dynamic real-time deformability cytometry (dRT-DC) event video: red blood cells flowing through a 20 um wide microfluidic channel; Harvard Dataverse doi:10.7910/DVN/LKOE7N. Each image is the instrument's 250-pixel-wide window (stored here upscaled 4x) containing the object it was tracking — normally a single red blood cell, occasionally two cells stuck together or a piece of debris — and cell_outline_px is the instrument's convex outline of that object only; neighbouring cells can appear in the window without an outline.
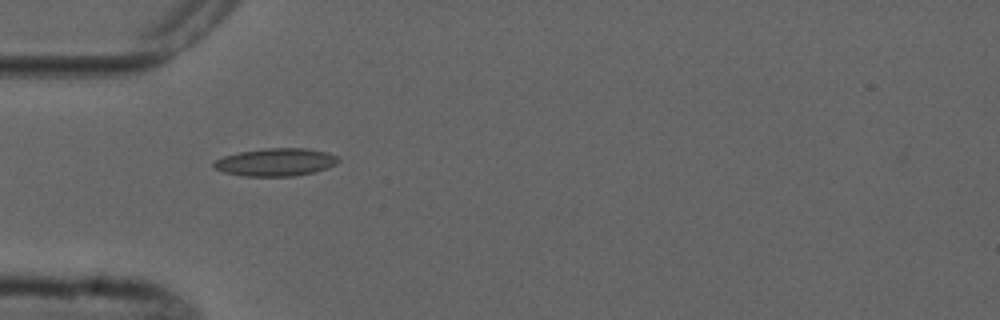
{"species": "common noctule bat (a hibernating species)", "species_latin": "Nyctalus noctula", "temperature_condition": "cold", "stored_images_in_passage": 4, "camera_frame_rate_fps": 3000, "um_per_image_px": 0.085, "animal": {"sex": "male", "forearm_length_mm": 52.5}, "frame": {"image": 1, "passage_image": 3, "time_ms": 2.333, "image_size_px": [1000, 320], "cell_outline_px": [[340, 160], [336, 164], [328, 168], [312, 172], [292, 176], [244, 176], [224, 172], [212, 168], [212, 164], [216, 160], [224, 156], [240, 152], [264, 148], [304, 148], [328, 152], [336, 156]], "centroid_in_image_um": [23.43, 13.78], "position_along_channel_um": 61.6, "area_um2": 20.11}}
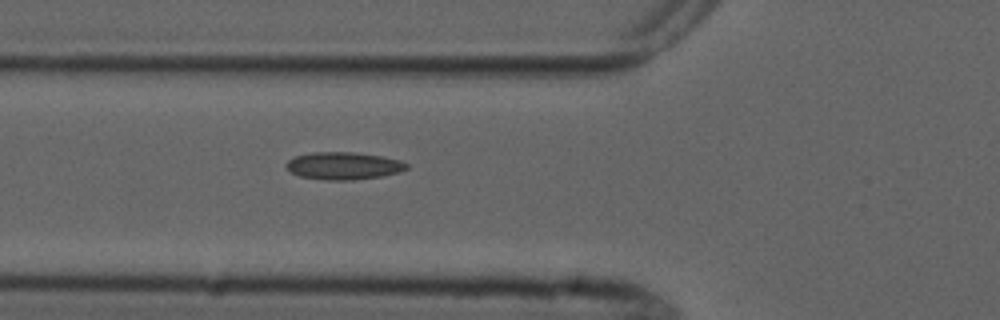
{"frame": {"image": 2, "passage_image": 4, "time_ms": 3.333, "image_size_px": [1000, 320], "cell_outline_px": [[408, 168], [400, 172], [380, 176], [352, 180], [324, 180], [300, 176], [288, 172], [284, 164], [288, 160], [296, 156], [312, 152], [352, 152], [380, 156], [400, 160], [408, 164]], "centroid_in_image_um": [29.16, 14.09], "position_along_channel_um": 96.6, "area_um2": 19.31}}